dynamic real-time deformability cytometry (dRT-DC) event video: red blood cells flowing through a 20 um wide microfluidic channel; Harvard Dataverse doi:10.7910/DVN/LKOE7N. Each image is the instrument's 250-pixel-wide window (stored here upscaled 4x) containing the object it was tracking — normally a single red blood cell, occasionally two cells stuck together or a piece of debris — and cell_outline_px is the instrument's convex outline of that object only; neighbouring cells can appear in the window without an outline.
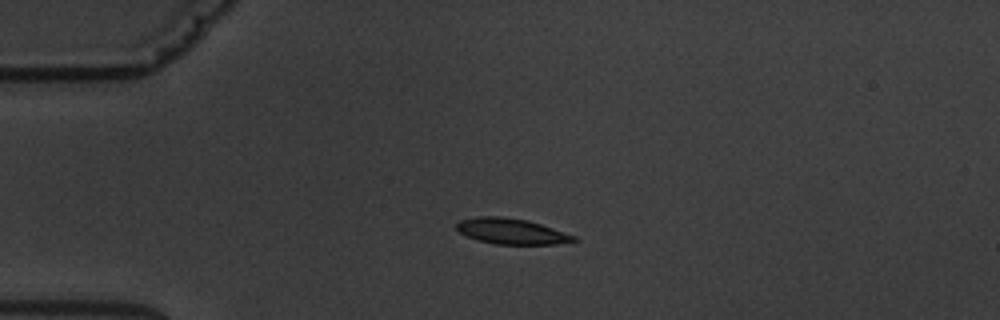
{"species": "common noctule bat (a hibernating species)", "species_latin": "Nyctalus noctula", "temperature_condition": "warm", "stored_images_in_passage": 4, "camera_frame_rate_fps": 3000, "um_per_image_px": 0.085, "animal": {"sex": "male", "body_mass_g": 19.5, "forearm_length_mm": 54.6}, "frame": {"image": 1, "passage_image": 3, "time_ms": 2.333, "image_size_px": [1000, 320], "cell_outline_px": [[580, 240], [556, 244], [496, 244], [480, 240], [468, 236], [460, 232], [456, 228], [456, 224], [460, 220], [476, 216], [500, 216], [528, 220], [576, 236]], "centroid_in_image_um": [43.48, 19.65], "position_along_channel_um": 41.5, "area_um2": 17.4}}